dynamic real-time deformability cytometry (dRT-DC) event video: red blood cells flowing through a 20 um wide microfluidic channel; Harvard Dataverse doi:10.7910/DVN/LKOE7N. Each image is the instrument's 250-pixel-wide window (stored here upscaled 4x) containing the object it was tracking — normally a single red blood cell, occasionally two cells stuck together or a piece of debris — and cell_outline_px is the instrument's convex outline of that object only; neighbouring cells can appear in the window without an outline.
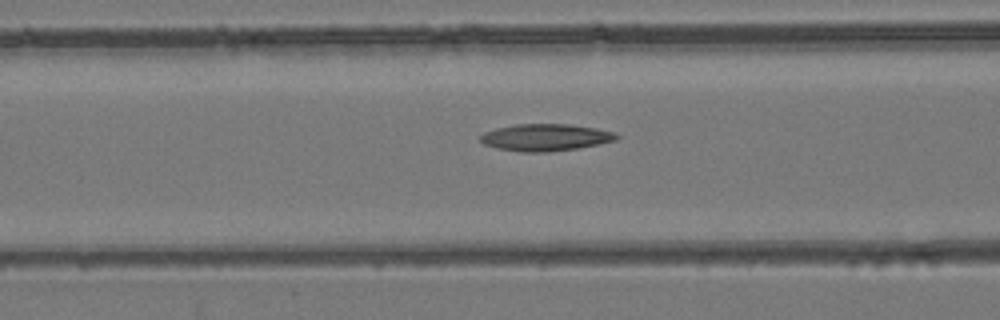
{"species": "common noctule bat (a hibernating species)", "species_latin": "Nyctalus noctula", "temperature_condition": "room temperature", "stored_images_in_passage": 30, "camera_frame_rate_fps": 3000, "um_per_image_px": 0.085, "animal": {"sex": "female", "body_mass_g": 24.6, "forearm_length_mm": 56.2}, "frame": {"image": 1, "passage_image": 8, "time_ms": 2.333, "image_size_px": [1000, 320], "cell_outline_px": [[620, 136], [616, 140], [600, 144], [576, 148], [548, 152], [520, 152], [496, 148], [484, 144], [480, 140], [480, 136], [484, 132], [496, 128], [516, 124], [568, 124], [596, 128], [616, 132]], "centroid_in_image_um": [46.38, 11.68], "position_along_channel_um": 120.2, "area_um2": 21.5}}
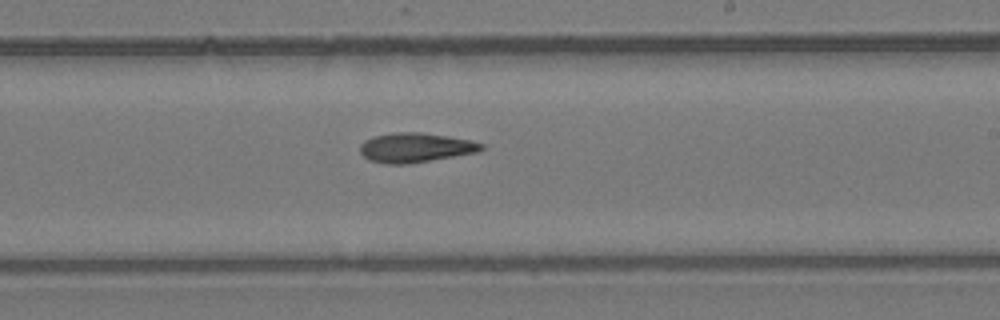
{"frame": {"image": 2, "passage_image": 17, "time_ms": 5.333, "image_size_px": [1000, 320], "cell_outline_px": [[484, 148], [476, 152], [408, 164], [388, 164], [368, 160], [360, 152], [360, 144], [364, 140], [372, 136], [392, 132], [420, 132], [448, 136], [472, 140], [484, 144]], "centroid_in_image_um": [35.28, 12.53], "position_along_channel_um": 253.7, "area_um2": 20.92}}
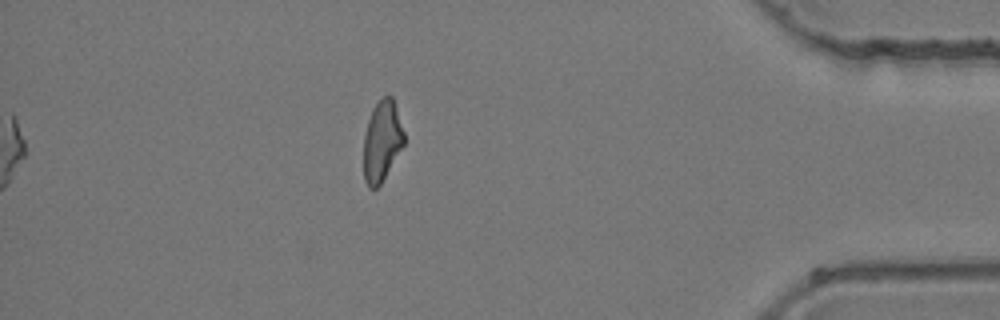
{"frame": {"image": 3, "passage_image": 30, "time_ms": 9.667, "image_size_px": [1000, 320], "cell_outline_px": [[404, 144], [380, 184], [376, 188], [368, 188], [364, 180], [364, 136], [368, 120], [372, 108], [388, 92], [392, 96], [404, 132]], "centroid_in_image_um": [32.46, 11.97], "position_along_channel_um": 402.7, "area_um2": 18.84}}